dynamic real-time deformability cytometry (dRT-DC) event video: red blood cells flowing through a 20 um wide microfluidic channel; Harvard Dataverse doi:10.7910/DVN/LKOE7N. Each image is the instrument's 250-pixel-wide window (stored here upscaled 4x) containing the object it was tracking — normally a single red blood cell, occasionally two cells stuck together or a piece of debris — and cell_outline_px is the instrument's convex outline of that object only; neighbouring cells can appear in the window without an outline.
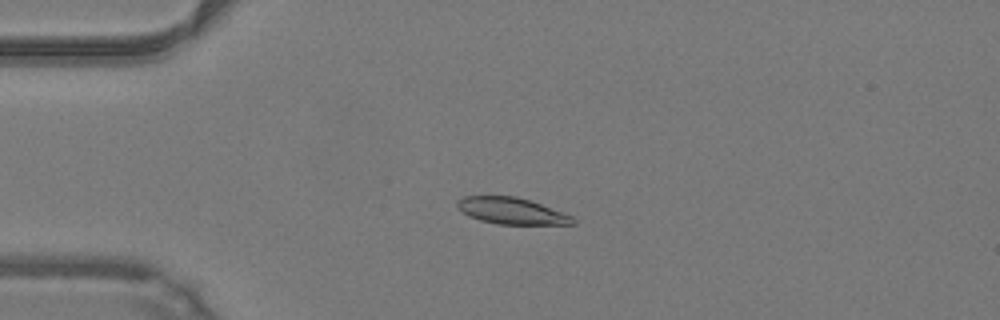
{"species": "common noctule bat (a hibernating species)", "species_latin": "Nyctalus noctula", "temperature_condition": "warm", "stored_images_in_passage": 46, "camera_frame_rate_fps": 3000, "um_per_image_px": 0.085, "animal": {"sex": "male", "body_mass_g": 19.2, "forearm_length_mm": 51.8}, "frame": {"image": 1, "passage_image": 10, "time_ms": 3.0, "image_size_px": [1000, 320], "cell_outline_px": [[576, 224], [496, 224], [480, 220], [468, 216], [456, 204], [456, 200], [464, 196], [516, 196], [540, 204], [572, 216], [576, 220]], "centroid_in_image_um": [43.46, 17.93], "position_along_channel_um": 41.5, "area_um2": 17.63}}
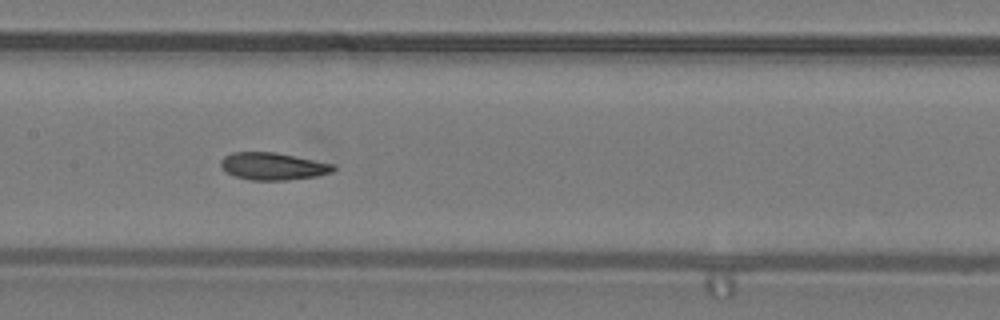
{"frame": {"image": 2, "passage_image": 22, "time_ms": 7.0, "image_size_px": [1000, 320], "cell_outline_px": [[336, 168], [332, 172], [316, 176], [288, 180], [248, 180], [224, 172], [220, 164], [220, 160], [224, 156], [232, 152], [276, 152], [336, 164]], "centroid_in_image_um": [23.2, 14.13], "position_along_channel_um": 184.2, "area_um2": 18.15}}
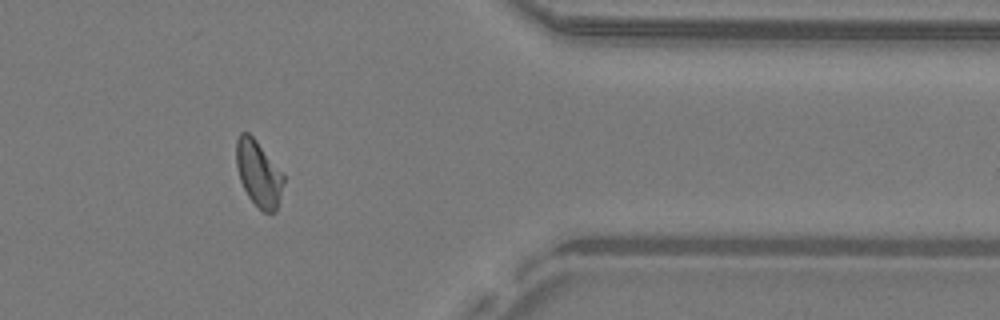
{"frame": {"image": 3, "passage_image": 38, "time_ms": 12.333, "image_size_px": [1000, 320], "cell_outline_px": [[284, 180], [276, 212], [264, 212], [248, 196], [240, 180], [236, 164], [236, 140], [240, 132], [248, 132], [256, 140], [284, 176]], "centroid_in_image_um": [21.95, 14.73], "position_along_channel_um": 389.4, "area_um2": 17.74}, "authors_computed_cell_mechanics": {"area_um2": 18.2359, "velocity_mm_per_s": 4.2352, "shape_relaxation_time_tau1_ms": 6.2, "shape_relaxation_time_tau2_ms": 1.8904, "deformation_change_tau1": 0.1785, "deformation_change_tau2": 0.0592}}